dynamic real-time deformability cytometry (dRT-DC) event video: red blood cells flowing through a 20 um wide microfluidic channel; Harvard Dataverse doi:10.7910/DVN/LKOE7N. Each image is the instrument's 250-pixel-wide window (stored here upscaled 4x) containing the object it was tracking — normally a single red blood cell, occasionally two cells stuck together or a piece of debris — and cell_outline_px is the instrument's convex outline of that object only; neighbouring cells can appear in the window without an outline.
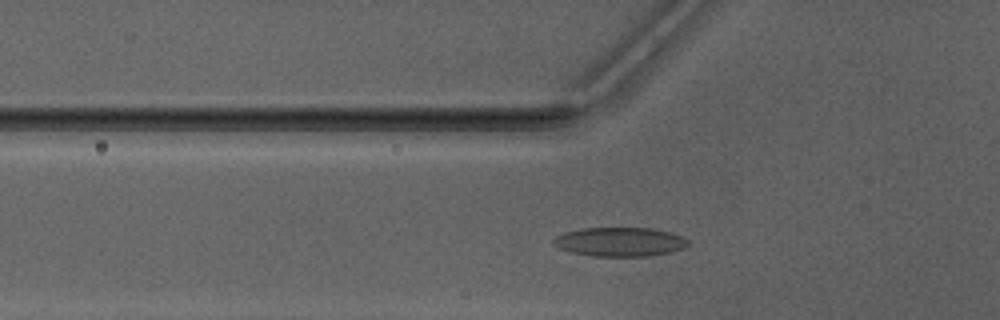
{"species": "Egyptian fruit bat (a non-hibernating species)", "species_latin": "Rousettus aegyptiacus", "temperature_condition": "warm", "stored_images_in_passage": 34, "camera_frame_rate_fps": 3000, "um_per_image_px": 0.085, "animal": {"sex": "male"}, "frame": {"image": 1, "passage_image": 10, "time_ms": 3.0, "image_size_px": [1000, 320], "cell_outline_px": [[688, 244], [684, 248], [672, 252], [648, 256], [592, 256], [572, 252], [556, 248], [552, 244], [552, 240], [556, 236], [564, 232], [580, 228], [652, 228], [668, 232], [680, 236], [688, 240]], "centroid_in_image_um": [52.63, 20.56], "position_along_channel_um": 73.2, "area_um2": 22.89}}
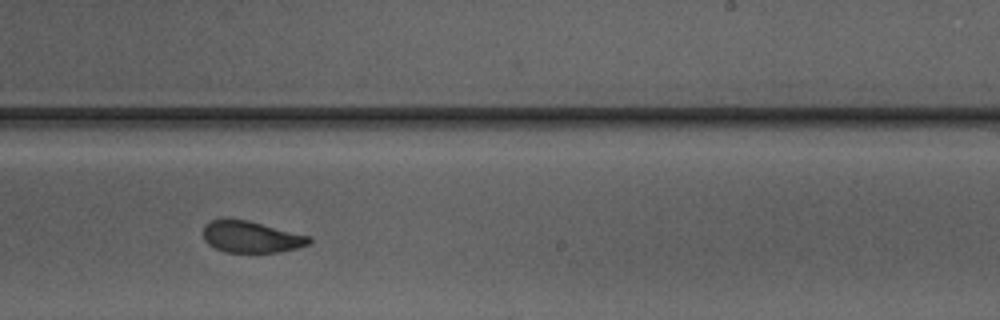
{"frame": {"image": 2, "passage_image": 24, "time_ms": 7.667, "image_size_px": [1000, 320], "cell_outline_px": [[312, 240], [308, 244], [296, 248], [276, 252], [224, 252], [208, 244], [204, 240], [204, 224], [212, 220], [248, 220], [312, 236]], "centroid_in_image_um": [21.37, 20.14], "position_along_channel_um": 267.6, "area_um2": 19.31}}
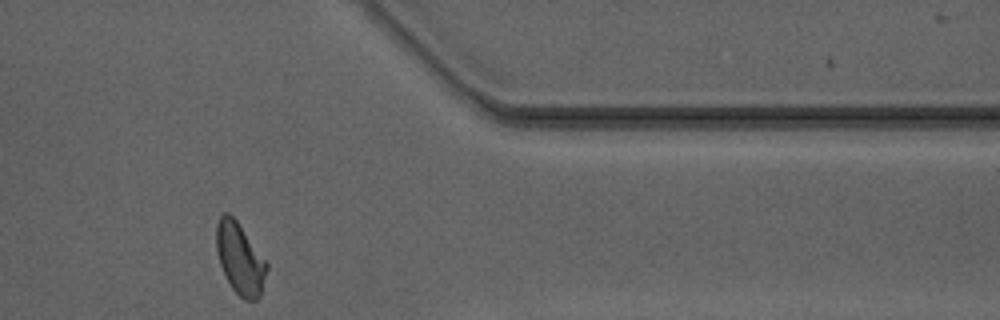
{"frame": {"image": 3, "passage_image": 34, "time_ms": 11.0, "image_size_px": [1000, 320], "cell_outline_px": [[268, 268], [260, 296], [256, 300], [244, 300], [232, 288], [220, 264], [216, 252], [216, 224], [220, 216], [224, 212], [228, 212], [236, 220], [268, 264]], "centroid_in_image_um": [20.39, 21.98], "position_along_channel_um": 391.0, "area_um2": 20.69}, "authors_computed_cell_mechanics": {"area_um2": 20.808, "velocity_mm_per_s": 4.1666, "shape_relaxation_time_tau1_ms": 6.5307, "shape_relaxation_time_tau2_ms": 1.7405, "deformation_change_tau1": 0.1767, "deformation_change_tau2": 0.069}}